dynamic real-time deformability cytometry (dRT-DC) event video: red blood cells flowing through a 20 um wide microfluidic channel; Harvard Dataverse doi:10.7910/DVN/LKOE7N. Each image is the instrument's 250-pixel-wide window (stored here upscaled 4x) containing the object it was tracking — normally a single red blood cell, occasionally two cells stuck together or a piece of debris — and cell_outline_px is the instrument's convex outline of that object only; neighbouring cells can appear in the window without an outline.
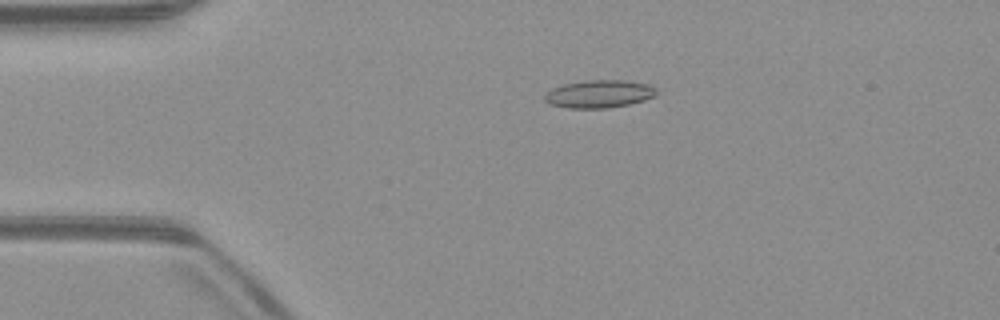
{"species": "common noctule bat (a hibernating species)", "species_latin": "Nyctalus noctula", "temperature_condition": "warm", "stored_images_in_passage": 44, "camera_frame_rate_fps": 3000, "um_per_image_px": 0.085, "animal": {"sex": "male", "body_mass_g": 23.1, "forearm_length_mm": 52.7}, "frame": {"image": 1, "passage_image": 3, "time_ms": 0.667, "image_size_px": [1000, 320], "cell_outline_px": [[660, 92], [656, 96], [644, 100], [628, 104], [608, 108], [568, 108], [548, 104], [544, 100], [544, 96], [552, 88], [564, 84], [584, 80], [624, 80], [648, 84], [656, 88]], "centroid_in_image_um": [50.95, 7.98], "position_along_channel_um": 34.1, "area_um2": 18.26}}
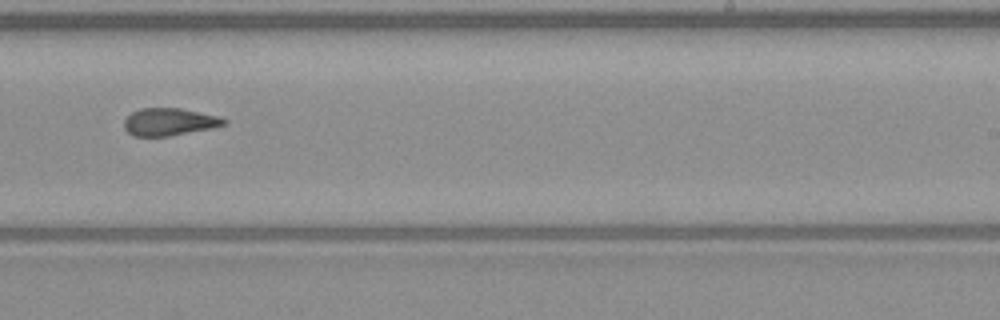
{"frame": {"image": 2, "passage_image": 24, "time_ms": 7.667, "image_size_px": [1000, 320], "cell_outline_px": [[228, 120], [224, 124], [212, 128], [168, 136], [132, 136], [124, 128], [124, 120], [132, 112], [140, 108], [180, 108], [220, 116]], "centroid_in_image_um": [14.38, 10.35], "position_along_channel_um": 274.6, "area_um2": 15.95}}
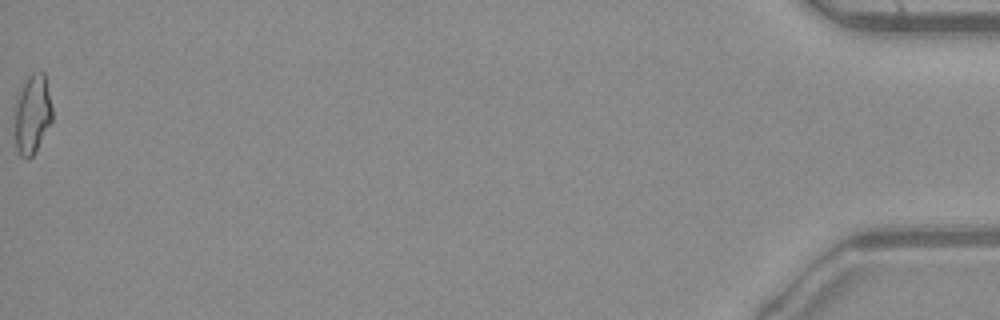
{"frame": {"image": 3, "passage_image": 44, "time_ms": 14.333, "image_size_px": [1000, 320], "cell_outline_px": [[52, 120], [36, 152], [28, 160], [20, 156], [16, 148], [12, 116], [16, 96], [24, 80], [32, 72], [44, 72], [52, 108]], "centroid_in_image_um": [2.69, 9.72], "position_along_channel_um": 432.5, "area_um2": 18.09}, "authors_computed_cell_mechanics": {"area_um2": 16.5308, "velocity_mm_per_s": 4.0172, "shape_relaxation_time_tau1_ms": null, "shape_relaxation_time_tau2_ms": 2.9167, "deformation_change_tau1": null, "deformation_change_tau2": 0.1155}}